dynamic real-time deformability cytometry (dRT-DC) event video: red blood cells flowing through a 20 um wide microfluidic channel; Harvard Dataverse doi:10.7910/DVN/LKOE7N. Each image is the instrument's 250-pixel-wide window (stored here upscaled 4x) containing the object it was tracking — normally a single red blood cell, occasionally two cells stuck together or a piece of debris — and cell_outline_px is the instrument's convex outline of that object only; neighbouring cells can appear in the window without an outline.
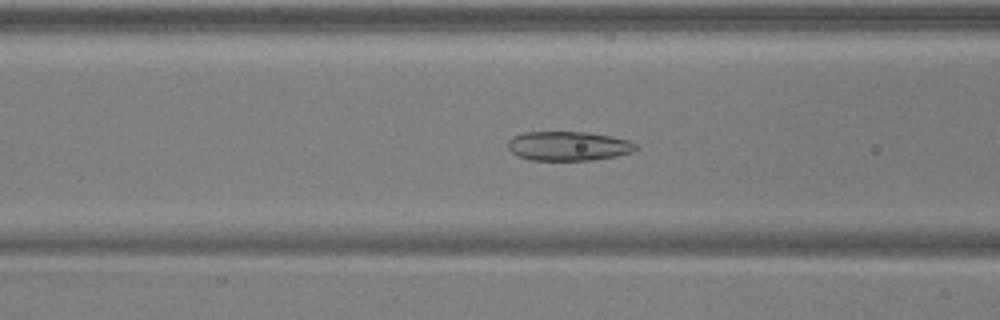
{"species": "common noctule bat (a hibernating species)", "species_latin": "Nyctalus noctula", "temperature_condition": "warm", "stored_images_in_passage": 52, "camera_frame_rate_fps": 3000, "um_per_image_px": 0.085, "animal": {"sex": "male", "body_mass_g": 17.9, "forearm_length_mm": 54.2}, "frame": {"image": 1, "passage_image": 20, "time_ms": 6.333, "image_size_px": [1000, 320], "cell_outline_px": [[640, 148], [632, 152], [616, 156], [592, 160], [532, 160], [516, 156], [508, 148], [508, 140], [512, 136], [524, 132], [588, 132], [612, 136], [628, 140], [636, 144]], "centroid_in_image_um": [48.31, 12.41], "position_along_channel_um": 118.3, "area_um2": 22.02}}
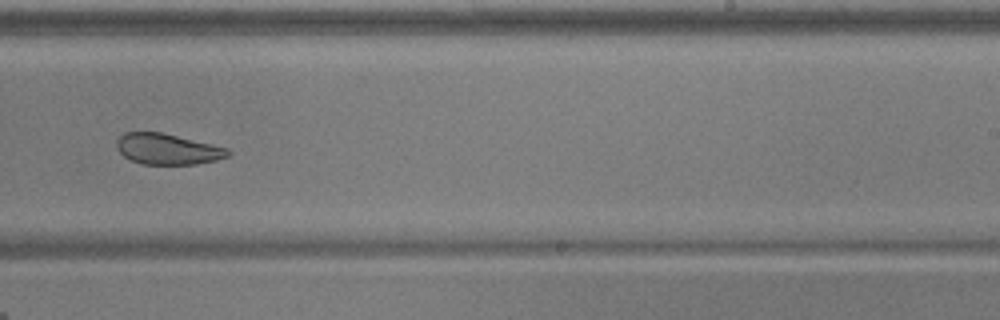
{"frame": {"image": 2, "passage_image": 32, "time_ms": 10.333, "image_size_px": [1000, 320], "cell_outline_px": [[232, 152], [228, 156], [216, 160], [196, 164], [144, 164], [132, 160], [124, 156], [116, 148], [116, 140], [124, 132], [160, 132], [212, 144], [228, 148]], "centroid_in_image_um": [14.24, 12.67], "position_along_channel_um": 274.8, "area_um2": 19.88}}
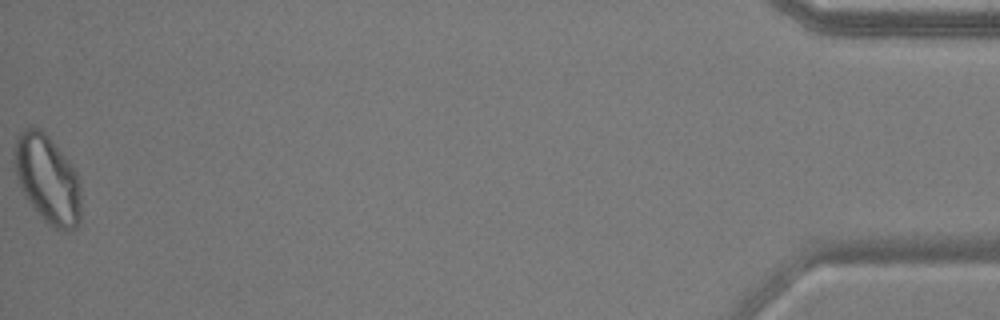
{"frame": {"image": 3, "passage_image": 51, "time_ms": 16.667, "image_size_px": [1000, 320], "cell_outline_px": [[80, 220], [76, 228], [68, 232], [56, 228], [48, 224], [44, 220], [28, 200], [16, 176], [12, 160], [12, 148], [16, 136], [24, 128], [32, 124], [40, 128], [52, 140], [72, 164], [76, 172], [80, 184]], "centroid_in_image_um": [4.01, 15.17], "position_along_channel_um": 431.2, "area_um2": 34.74}}